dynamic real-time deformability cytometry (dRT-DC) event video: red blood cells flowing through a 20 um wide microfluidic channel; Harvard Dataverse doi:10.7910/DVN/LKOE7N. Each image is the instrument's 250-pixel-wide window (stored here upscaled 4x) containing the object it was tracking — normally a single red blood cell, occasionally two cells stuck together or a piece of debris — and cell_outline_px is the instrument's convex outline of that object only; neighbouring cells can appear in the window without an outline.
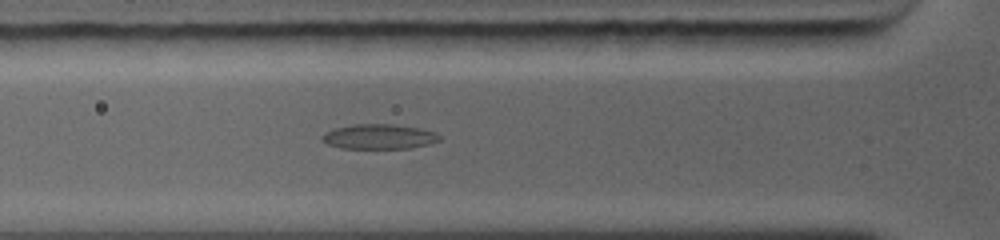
{"species": "common noctule bat (a hibernating species)", "species_latin": "Nyctalus noctula", "temperature_condition": "warm", "stored_images_in_passage": 5, "camera_frame_rate_fps": 5000, "um_per_image_px": 0.085, "animal": {"sex": "female", "body_mass_g": 19.0, "forearm_length_mm": 56.7}, "frame": {"image": 1, "passage_image": 5, "time_ms": 2.8, "image_size_px": [1000, 240], "cell_outline_px": [[440, 140], [428, 144], [412, 148], [340, 148], [328, 144], [320, 140], [328, 132], [336, 128], [356, 124], [392, 124], [416, 128], [432, 132], [440, 136]], "centroid_in_image_um": [32.21, 11.62], "position_along_channel_um": 93.6, "area_um2": 16.59}}